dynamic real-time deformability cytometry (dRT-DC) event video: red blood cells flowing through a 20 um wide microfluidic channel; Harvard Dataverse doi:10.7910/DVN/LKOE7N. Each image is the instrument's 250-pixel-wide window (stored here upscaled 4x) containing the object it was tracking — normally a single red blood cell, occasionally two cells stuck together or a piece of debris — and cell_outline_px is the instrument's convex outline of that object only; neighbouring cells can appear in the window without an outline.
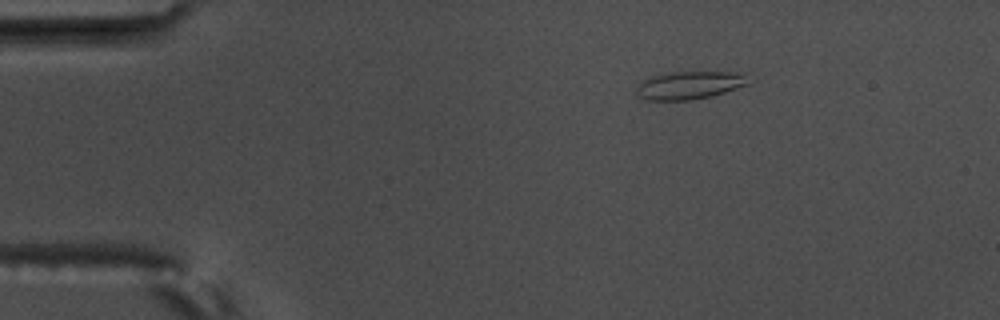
{"species": "common noctule bat (a hibernating species)", "species_latin": "Nyctalus noctula", "temperature_condition": "warm", "stored_images_in_passage": 4, "camera_frame_rate_fps": 3000, "um_per_image_px": 0.085, "animal": {"sex": "male", "body_mass_g": 17.5, "forearm_length_mm": 52.3}, "frame": {"image": 1, "passage_image": 2, "time_ms": 0.333, "image_size_px": [1000, 320], "cell_outline_px": [[752, 84], [724, 92], [692, 100], [644, 100], [636, 96], [636, 88], [644, 80], [652, 76], [672, 72], [744, 72]], "centroid_in_image_um": [58.63, 7.24], "position_along_channel_um": 26.4, "area_um2": 18.32}}
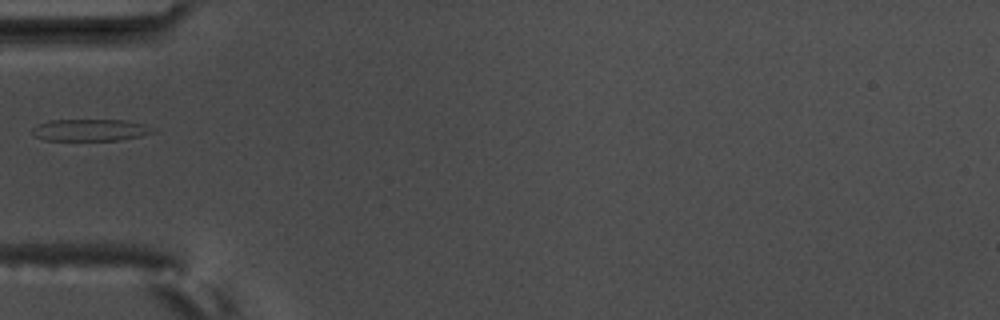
{"frame": {"image": 2, "passage_image": 4, "time_ms": 1.0, "image_size_px": [1000, 320], "cell_outline_px": [[156, 132], [140, 136], [120, 140], [44, 140], [36, 136], [32, 132], [32, 128], [36, 124], [48, 120], [128, 120], [144, 124], [156, 128]], "centroid_in_image_um": [7.7, 11.04], "position_along_channel_um": 77.3, "area_um2": 15.55}}